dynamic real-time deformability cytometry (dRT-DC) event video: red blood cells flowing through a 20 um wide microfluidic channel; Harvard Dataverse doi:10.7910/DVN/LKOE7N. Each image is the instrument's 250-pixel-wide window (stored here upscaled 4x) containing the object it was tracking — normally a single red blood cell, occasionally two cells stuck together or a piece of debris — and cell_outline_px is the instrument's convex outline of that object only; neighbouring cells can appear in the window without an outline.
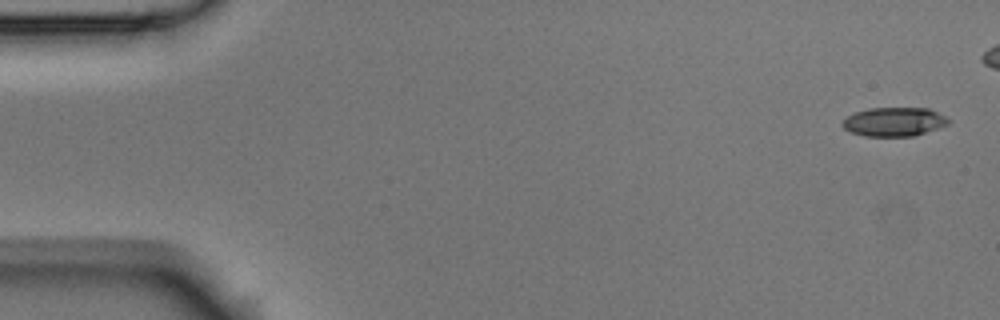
{"species": "Egyptian fruit bat (a non-hibernating species)", "species_latin": "Rousettus aegyptiacus", "temperature_condition": "room temperature", "stored_images_in_passage": 5, "camera_frame_rate_fps": 3000, "um_per_image_px": 0.085, "animal": {"sex": "male"}, "frame": {"image": 1, "passage_image": 1, "time_ms": 0.0, "image_size_px": [1000, 320], "cell_outline_px": [[952, 120], [948, 124], [912, 136], [864, 136], [852, 132], [844, 128], [840, 124], [848, 116], [856, 112], [868, 108], [928, 108]], "centroid_in_image_um": [75.98, 10.34], "position_along_channel_um": 9.0, "area_um2": 17.63}}